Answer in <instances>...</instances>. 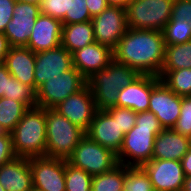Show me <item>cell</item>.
I'll use <instances>...</instances> for the list:
<instances>
[{
	"label": "cell",
	"instance_id": "obj_9",
	"mask_svg": "<svg viewBox=\"0 0 191 191\" xmlns=\"http://www.w3.org/2000/svg\"><path fill=\"white\" fill-rule=\"evenodd\" d=\"M91 21L95 42L107 46L111 50L116 48L128 29L126 8L118 6H108Z\"/></svg>",
	"mask_w": 191,
	"mask_h": 191
},
{
	"label": "cell",
	"instance_id": "obj_39",
	"mask_svg": "<svg viewBox=\"0 0 191 191\" xmlns=\"http://www.w3.org/2000/svg\"><path fill=\"white\" fill-rule=\"evenodd\" d=\"M86 4L92 18L108 7L106 0H86Z\"/></svg>",
	"mask_w": 191,
	"mask_h": 191
},
{
	"label": "cell",
	"instance_id": "obj_23",
	"mask_svg": "<svg viewBox=\"0 0 191 191\" xmlns=\"http://www.w3.org/2000/svg\"><path fill=\"white\" fill-rule=\"evenodd\" d=\"M94 42L92 21L62 24L61 45L71 54Z\"/></svg>",
	"mask_w": 191,
	"mask_h": 191
},
{
	"label": "cell",
	"instance_id": "obj_33",
	"mask_svg": "<svg viewBox=\"0 0 191 191\" xmlns=\"http://www.w3.org/2000/svg\"><path fill=\"white\" fill-rule=\"evenodd\" d=\"M172 129L181 135L191 136V96L182 97L180 116Z\"/></svg>",
	"mask_w": 191,
	"mask_h": 191
},
{
	"label": "cell",
	"instance_id": "obj_46",
	"mask_svg": "<svg viewBox=\"0 0 191 191\" xmlns=\"http://www.w3.org/2000/svg\"><path fill=\"white\" fill-rule=\"evenodd\" d=\"M5 133L6 131L0 125V136H3Z\"/></svg>",
	"mask_w": 191,
	"mask_h": 191
},
{
	"label": "cell",
	"instance_id": "obj_16",
	"mask_svg": "<svg viewBox=\"0 0 191 191\" xmlns=\"http://www.w3.org/2000/svg\"><path fill=\"white\" fill-rule=\"evenodd\" d=\"M160 81L154 75L139 74L128 86L119 90L117 107H125L135 113L148 111L152 88Z\"/></svg>",
	"mask_w": 191,
	"mask_h": 191
},
{
	"label": "cell",
	"instance_id": "obj_45",
	"mask_svg": "<svg viewBox=\"0 0 191 191\" xmlns=\"http://www.w3.org/2000/svg\"><path fill=\"white\" fill-rule=\"evenodd\" d=\"M16 2H26L29 4H34L40 6L42 0H15Z\"/></svg>",
	"mask_w": 191,
	"mask_h": 191
},
{
	"label": "cell",
	"instance_id": "obj_6",
	"mask_svg": "<svg viewBox=\"0 0 191 191\" xmlns=\"http://www.w3.org/2000/svg\"><path fill=\"white\" fill-rule=\"evenodd\" d=\"M174 0H131L126 7L127 26L132 29L159 30L172 16Z\"/></svg>",
	"mask_w": 191,
	"mask_h": 191
},
{
	"label": "cell",
	"instance_id": "obj_19",
	"mask_svg": "<svg viewBox=\"0 0 191 191\" xmlns=\"http://www.w3.org/2000/svg\"><path fill=\"white\" fill-rule=\"evenodd\" d=\"M73 67L87 80L113 60V50L94 42L72 53Z\"/></svg>",
	"mask_w": 191,
	"mask_h": 191
},
{
	"label": "cell",
	"instance_id": "obj_25",
	"mask_svg": "<svg viewBox=\"0 0 191 191\" xmlns=\"http://www.w3.org/2000/svg\"><path fill=\"white\" fill-rule=\"evenodd\" d=\"M159 78L178 96H191V68L161 70Z\"/></svg>",
	"mask_w": 191,
	"mask_h": 191
},
{
	"label": "cell",
	"instance_id": "obj_27",
	"mask_svg": "<svg viewBox=\"0 0 191 191\" xmlns=\"http://www.w3.org/2000/svg\"><path fill=\"white\" fill-rule=\"evenodd\" d=\"M125 165L119 163L113 169L94 175L91 191H123Z\"/></svg>",
	"mask_w": 191,
	"mask_h": 191
},
{
	"label": "cell",
	"instance_id": "obj_1",
	"mask_svg": "<svg viewBox=\"0 0 191 191\" xmlns=\"http://www.w3.org/2000/svg\"><path fill=\"white\" fill-rule=\"evenodd\" d=\"M162 31L127 29L113 50V59L126 64L139 74L159 77L165 58Z\"/></svg>",
	"mask_w": 191,
	"mask_h": 191
},
{
	"label": "cell",
	"instance_id": "obj_32",
	"mask_svg": "<svg viewBox=\"0 0 191 191\" xmlns=\"http://www.w3.org/2000/svg\"><path fill=\"white\" fill-rule=\"evenodd\" d=\"M91 19L86 0H69L68 10L61 22L62 24H71L91 21Z\"/></svg>",
	"mask_w": 191,
	"mask_h": 191
},
{
	"label": "cell",
	"instance_id": "obj_40",
	"mask_svg": "<svg viewBox=\"0 0 191 191\" xmlns=\"http://www.w3.org/2000/svg\"><path fill=\"white\" fill-rule=\"evenodd\" d=\"M9 71L7 70L6 65L0 64V98L3 95H8V87H9Z\"/></svg>",
	"mask_w": 191,
	"mask_h": 191
},
{
	"label": "cell",
	"instance_id": "obj_11",
	"mask_svg": "<svg viewBox=\"0 0 191 191\" xmlns=\"http://www.w3.org/2000/svg\"><path fill=\"white\" fill-rule=\"evenodd\" d=\"M53 109L85 132L90 128L97 111L94 96L88 85L75 94L68 96Z\"/></svg>",
	"mask_w": 191,
	"mask_h": 191
},
{
	"label": "cell",
	"instance_id": "obj_24",
	"mask_svg": "<svg viewBox=\"0 0 191 191\" xmlns=\"http://www.w3.org/2000/svg\"><path fill=\"white\" fill-rule=\"evenodd\" d=\"M165 46V58L161 70L191 68V40L182 44Z\"/></svg>",
	"mask_w": 191,
	"mask_h": 191
},
{
	"label": "cell",
	"instance_id": "obj_17",
	"mask_svg": "<svg viewBox=\"0 0 191 191\" xmlns=\"http://www.w3.org/2000/svg\"><path fill=\"white\" fill-rule=\"evenodd\" d=\"M86 135L103 147L118 154L125 134L117 123V119L106 110H97Z\"/></svg>",
	"mask_w": 191,
	"mask_h": 191
},
{
	"label": "cell",
	"instance_id": "obj_22",
	"mask_svg": "<svg viewBox=\"0 0 191 191\" xmlns=\"http://www.w3.org/2000/svg\"><path fill=\"white\" fill-rule=\"evenodd\" d=\"M189 149V137L173 129H163L154 140L152 159L181 161Z\"/></svg>",
	"mask_w": 191,
	"mask_h": 191
},
{
	"label": "cell",
	"instance_id": "obj_8",
	"mask_svg": "<svg viewBox=\"0 0 191 191\" xmlns=\"http://www.w3.org/2000/svg\"><path fill=\"white\" fill-rule=\"evenodd\" d=\"M87 85V80L72 67L61 76L49 79L37 90V106L53 109L68 96L75 94Z\"/></svg>",
	"mask_w": 191,
	"mask_h": 191
},
{
	"label": "cell",
	"instance_id": "obj_41",
	"mask_svg": "<svg viewBox=\"0 0 191 191\" xmlns=\"http://www.w3.org/2000/svg\"><path fill=\"white\" fill-rule=\"evenodd\" d=\"M12 46L9 43L6 35L4 33H0V64L5 62V57L10 51Z\"/></svg>",
	"mask_w": 191,
	"mask_h": 191
},
{
	"label": "cell",
	"instance_id": "obj_42",
	"mask_svg": "<svg viewBox=\"0 0 191 191\" xmlns=\"http://www.w3.org/2000/svg\"><path fill=\"white\" fill-rule=\"evenodd\" d=\"M184 176H191V148L181 159Z\"/></svg>",
	"mask_w": 191,
	"mask_h": 191
},
{
	"label": "cell",
	"instance_id": "obj_4",
	"mask_svg": "<svg viewBox=\"0 0 191 191\" xmlns=\"http://www.w3.org/2000/svg\"><path fill=\"white\" fill-rule=\"evenodd\" d=\"M139 73L114 59L110 64L87 79L97 110L117 107L119 90L128 86Z\"/></svg>",
	"mask_w": 191,
	"mask_h": 191
},
{
	"label": "cell",
	"instance_id": "obj_28",
	"mask_svg": "<svg viewBox=\"0 0 191 191\" xmlns=\"http://www.w3.org/2000/svg\"><path fill=\"white\" fill-rule=\"evenodd\" d=\"M123 191H154L148 174L141 166H126Z\"/></svg>",
	"mask_w": 191,
	"mask_h": 191
},
{
	"label": "cell",
	"instance_id": "obj_47",
	"mask_svg": "<svg viewBox=\"0 0 191 191\" xmlns=\"http://www.w3.org/2000/svg\"><path fill=\"white\" fill-rule=\"evenodd\" d=\"M29 191H41V190L32 187Z\"/></svg>",
	"mask_w": 191,
	"mask_h": 191
},
{
	"label": "cell",
	"instance_id": "obj_21",
	"mask_svg": "<svg viewBox=\"0 0 191 191\" xmlns=\"http://www.w3.org/2000/svg\"><path fill=\"white\" fill-rule=\"evenodd\" d=\"M4 64L15 79L35 89V53L30 48L11 47Z\"/></svg>",
	"mask_w": 191,
	"mask_h": 191
},
{
	"label": "cell",
	"instance_id": "obj_14",
	"mask_svg": "<svg viewBox=\"0 0 191 191\" xmlns=\"http://www.w3.org/2000/svg\"><path fill=\"white\" fill-rule=\"evenodd\" d=\"M181 104L182 97L160 80L152 88L148 111L155 114L163 129H172L180 116Z\"/></svg>",
	"mask_w": 191,
	"mask_h": 191
},
{
	"label": "cell",
	"instance_id": "obj_26",
	"mask_svg": "<svg viewBox=\"0 0 191 191\" xmlns=\"http://www.w3.org/2000/svg\"><path fill=\"white\" fill-rule=\"evenodd\" d=\"M28 109L29 108L22 102L5 97L0 98L1 127L7 133H11Z\"/></svg>",
	"mask_w": 191,
	"mask_h": 191
},
{
	"label": "cell",
	"instance_id": "obj_38",
	"mask_svg": "<svg viewBox=\"0 0 191 191\" xmlns=\"http://www.w3.org/2000/svg\"><path fill=\"white\" fill-rule=\"evenodd\" d=\"M15 0H0V33H4L7 24L13 17Z\"/></svg>",
	"mask_w": 191,
	"mask_h": 191
},
{
	"label": "cell",
	"instance_id": "obj_31",
	"mask_svg": "<svg viewBox=\"0 0 191 191\" xmlns=\"http://www.w3.org/2000/svg\"><path fill=\"white\" fill-rule=\"evenodd\" d=\"M165 45H176L191 40V23L169 20L162 29Z\"/></svg>",
	"mask_w": 191,
	"mask_h": 191
},
{
	"label": "cell",
	"instance_id": "obj_29",
	"mask_svg": "<svg viewBox=\"0 0 191 191\" xmlns=\"http://www.w3.org/2000/svg\"><path fill=\"white\" fill-rule=\"evenodd\" d=\"M18 102L24 103L28 108L37 106V91L9 75L8 95H3Z\"/></svg>",
	"mask_w": 191,
	"mask_h": 191
},
{
	"label": "cell",
	"instance_id": "obj_35",
	"mask_svg": "<svg viewBox=\"0 0 191 191\" xmlns=\"http://www.w3.org/2000/svg\"><path fill=\"white\" fill-rule=\"evenodd\" d=\"M69 0H42L40 14L62 20L68 10Z\"/></svg>",
	"mask_w": 191,
	"mask_h": 191
},
{
	"label": "cell",
	"instance_id": "obj_3",
	"mask_svg": "<svg viewBox=\"0 0 191 191\" xmlns=\"http://www.w3.org/2000/svg\"><path fill=\"white\" fill-rule=\"evenodd\" d=\"M17 157L46 156V109L29 108L11 132Z\"/></svg>",
	"mask_w": 191,
	"mask_h": 191
},
{
	"label": "cell",
	"instance_id": "obj_5",
	"mask_svg": "<svg viewBox=\"0 0 191 191\" xmlns=\"http://www.w3.org/2000/svg\"><path fill=\"white\" fill-rule=\"evenodd\" d=\"M86 132L54 109H46V156L67 160Z\"/></svg>",
	"mask_w": 191,
	"mask_h": 191
},
{
	"label": "cell",
	"instance_id": "obj_15",
	"mask_svg": "<svg viewBox=\"0 0 191 191\" xmlns=\"http://www.w3.org/2000/svg\"><path fill=\"white\" fill-rule=\"evenodd\" d=\"M39 15L40 6L26 2H16L13 17L4 31L12 47L27 46Z\"/></svg>",
	"mask_w": 191,
	"mask_h": 191
},
{
	"label": "cell",
	"instance_id": "obj_37",
	"mask_svg": "<svg viewBox=\"0 0 191 191\" xmlns=\"http://www.w3.org/2000/svg\"><path fill=\"white\" fill-rule=\"evenodd\" d=\"M16 157L11 133L6 132L3 136H0V166L14 160Z\"/></svg>",
	"mask_w": 191,
	"mask_h": 191
},
{
	"label": "cell",
	"instance_id": "obj_18",
	"mask_svg": "<svg viewBox=\"0 0 191 191\" xmlns=\"http://www.w3.org/2000/svg\"><path fill=\"white\" fill-rule=\"evenodd\" d=\"M61 39V20L40 14L35 21L26 47L37 53L58 47L61 44Z\"/></svg>",
	"mask_w": 191,
	"mask_h": 191
},
{
	"label": "cell",
	"instance_id": "obj_36",
	"mask_svg": "<svg viewBox=\"0 0 191 191\" xmlns=\"http://www.w3.org/2000/svg\"><path fill=\"white\" fill-rule=\"evenodd\" d=\"M170 20L191 23V0H174Z\"/></svg>",
	"mask_w": 191,
	"mask_h": 191
},
{
	"label": "cell",
	"instance_id": "obj_44",
	"mask_svg": "<svg viewBox=\"0 0 191 191\" xmlns=\"http://www.w3.org/2000/svg\"><path fill=\"white\" fill-rule=\"evenodd\" d=\"M181 191H191V176L184 178L183 187Z\"/></svg>",
	"mask_w": 191,
	"mask_h": 191
},
{
	"label": "cell",
	"instance_id": "obj_2",
	"mask_svg": "<svg viewBox=\"0 0 191 191\" xmlns=\"http://www.w3.org/2000/svg\"><path fill=\"white\" fill-rule=\"evenodd\" d=\"M136 125L123 138L117 158L126 166H142L152 159L154 140L163 130L153 112L136 113Z\"/></svg>",
	"mask_w": 191,
	"mask_h": 191
},
{
	"label": "cell",
	"instance_id": "obj_48",
	"mask_svg": "<svg viewBox=\"0 0 191 191\" xmlns=\"http://www.w3.org/2000/svg\"><path fill=\"white\" fill-rule=\"evenodd\" d=\"M0 191H6V190L2 187L1 184H0Z\"/></svg>",
	"mask_w": 191,
	"mask_h": 191
},
{
	"label": "cell",
	"instance_id": "obj_10",
	"mask_svg": "<svg viewBox=\"0 0 191 191\" xmlns=\"http://www.w3.org/2000/svg\"><path fill=\"white\" fill-rule=\"evenodd\" d=\"M33 187L41 191H65V160L39 156L29 158Z\"/></svg>",
	"mask_w": 191,
	"mask_h": 191
},
{
	"label": "cell",
	"instance_id": "obj_20",
	"mask_svg": "<svg viewBox=\"0 0 191 191\" xmlns=\"http://www.w3.org/2000/svg\"><path fill=\"white\" fill-rule=\"evenodd\" d=\"M0 184L6 191H29L33 187L29 158L16 157L0 166Z\"/></svg>",
	"mask_w": 191,
	"mask_h": 191
},
{
	"label": "cell",
	"instance_id": "obj_7",
	"mask_svg": "<svg viewBox=\"0 0 191 191\" xmlns=\"http://www.w3.org/2000/svg\"><path fill=\"white\" fill-rule=\"evenodd\" d=\"M67 162L92 176L103 174L119 164L117 154L87 135L77 144Z\"/></svg>",
	"mask_w": 191,
	"mask_h": 191
},
{
	"label": "cell",
	"instance_id": "obj_34",
	"mask_svg": "<svg viewBox=\"0 0 191 191\" xmlns=\"http://www.w3.org/2000/svg\"><path fill=\"white\" fill-rule=\"evenodd\" d=\"M106 111L113 119H117V123L124 134H127L136 125V113L129 108L111 107Z\"/></svg>",
	"mask_w": 191,
	"mask_h": 191
},
{
	"label": "cell",
	"instance_id": "obj_13",
	"mask_svg": "<svg viewBox=\"0 0 191 191\" xmlns=\"http://www.w3.org/2000/svg\"><path fill=\"white\" fill-rule=\"evenodd\" d=\"M148 174L154 191H181L184 173L181 161L151 159L141 166Z\"/></svg>",
	"mask_w": 191,
	"mask_h": 191
},
{
	"label": "cell",
	"instance_id": "obj_12",
	"mask_svg": "<svg viewBox=\"0 0 191 191\" xmlns=\"http://www.w3.org/2000/svg\"><path fill=\"white\" fill-rule=\"evenodd\" d=\"M73 67L72 54L61 44L35 53V90L49 79L61 76Z\"/></svg>",
	"mask_w": 191,
	"mask_h": 191
},
{
	"label": "cell",
	"instance_id": "obj_43",
	"mask_svg": "<svg viewBox=\"0 0 191 191\" xmlns=\"http://www.w3.org/2000/svg\"><path fill=\"white\" fill-rule=\"evenodd\" d=\"M131 0H106L108 6H118L126 8Z\"/></svg>",
	"mask_w": 191,
	"mask_h": 191
},
{
	"label": "cell",
	"instance_id": "obj_30",
	"mask_svg": "<svg viewBox=\"0 0 191 191\" xmlns=\"http://www.w3.org/2000/svg\"><path fill=\"white\" fill-rule=\"evenodd\" d=\"M93 176L65 160V191H91Z\"/></svg>",
	"mask_w": 191,
	"mask_h": 191
}]
</instances>
